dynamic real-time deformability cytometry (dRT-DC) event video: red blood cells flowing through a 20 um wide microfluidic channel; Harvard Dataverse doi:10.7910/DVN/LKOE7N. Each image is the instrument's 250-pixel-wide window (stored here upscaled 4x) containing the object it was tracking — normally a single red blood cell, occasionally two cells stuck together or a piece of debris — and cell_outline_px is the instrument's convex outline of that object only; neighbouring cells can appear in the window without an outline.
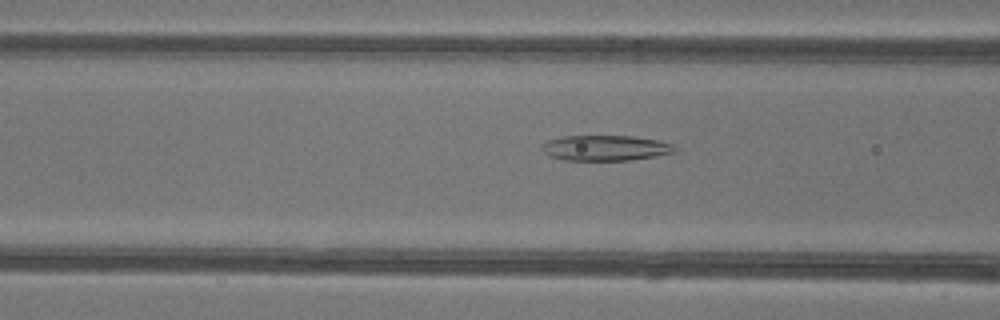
{"species": "common noctule bat (a hibernating species)", "species_latin": "Nyctalus noctula", "temperature_condition": "warm", "stored_images_in_passage": 46, "camera_frame_rate_fps": 3000, "um_per_image_px": 0.085, "animal": {"sex": "female"}, "frame": {"image": 1, "passage_image": 17, "time_ms": 5.333, "image_size_px": [1000, 320], "cell_outline_px": [[676, 152], [656, 156], [632, 160], [564, 160], [548, 156], [540, 148], [540, 144], [548, 140], [564, 136], [632, 136], [656, 140], [672, 144], [676, 148]], "centroid_in_image_um": [51.42, 12.58], "position_along_channel_um": 115.2, "area_um2": 19.77}}
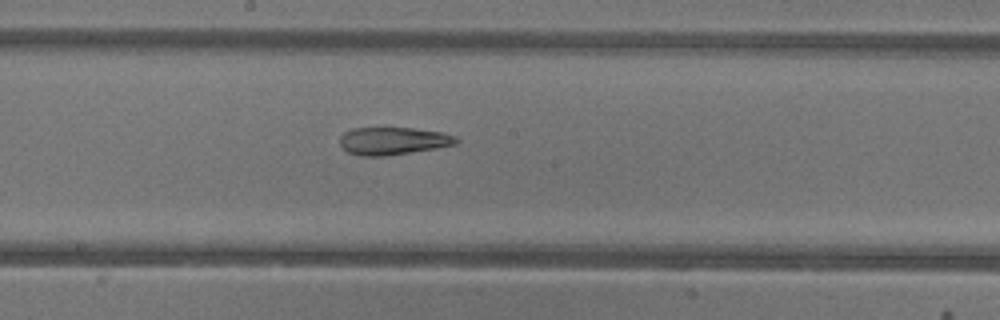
{"frame": {"image": 2, "passage_image": 24, "time_ms": 7.667, "image_size_px": [1000, 320], "cell_outline_px": [[460, 140], [456, 144], [436, 148], [384, 156], [360, 156], [348, 152], [340, 144], [340, 136], [344, 132], [352, 128], [412, 128], [440, 132], [456, 136]], "centroid_in_image_um": [33.4, 11.97], "position_along_channel_um": 214.8, "area_um2": 18.61}}
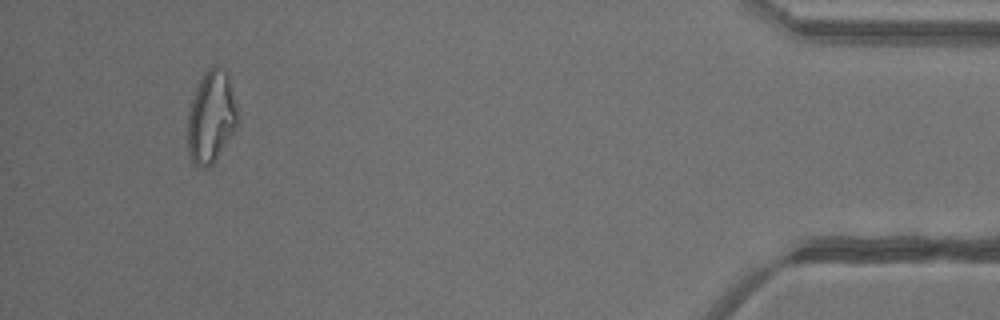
{"frame": {"image": 3, "passage_image": 43, "time_ms": 14.0, "image_size_px": [1000, 320], "cell_outline_px": [[236, 124], [232, 132], [212, 164], [208, 168], [196, 168], [192, 164], [188, 152], [188, 112], [196, 88], [204, 72], [212, 64], [216, 64], [224, 68], [228, 72], [236, 108]], "centroid_in_image_um": [17.91, 9.92], "position_along_channel_um": 417.3, "area_um2": 26.59}, "authors_computed_cell_mechanics": {"area_um2": 23.6113, "velocity_mm_per_s": 4.249, "shape_relaxation_time_tau1_ms": null, "shape_relaxation_time_tau2_ms": 1.9671, "deformation_change_tau1": null, "deformation_change_tau2": 0.1108}}